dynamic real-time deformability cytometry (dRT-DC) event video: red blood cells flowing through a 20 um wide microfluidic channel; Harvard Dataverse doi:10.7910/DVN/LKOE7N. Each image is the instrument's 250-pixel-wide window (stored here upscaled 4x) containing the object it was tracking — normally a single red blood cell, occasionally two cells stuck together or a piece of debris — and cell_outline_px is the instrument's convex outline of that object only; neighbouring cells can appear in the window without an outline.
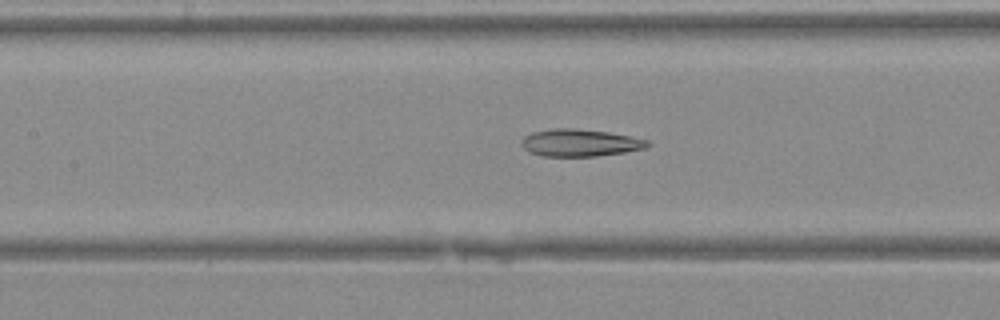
{"species": "Egyptian fruit bat (a non-hibernating species)", "species_latin": "Rousettus aegyptiacus", "temperature_condition": "warm", "stored_images_in_passage": 37, "camera_frame_rate_fps": 3000, "um_per_image_px": 0.085, "animal": {"sex": "female"}, "frame": {"image": 1, "passage_image": 15, "time_ms": 4.667, "image_size_px": [1000, 320], "cell_outline_px": [[652, 144], [644, 148], [624, 152], [596, 156], [544, 156], [528, 152], [520, 144], [520, 140], [524, 136], [532, 132], [556, 128], [572, 128], [608, 132], [632, 136], [648, 140]], "centroid_in_image_um": [49.28, 12.13], "position_along_channel_um": 158.1, "area_um2": 20.06}}
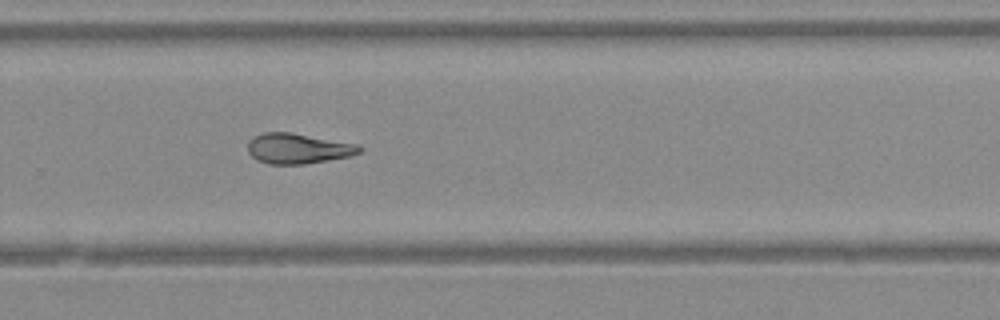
{"frame": {"image": 2, "passage_image": 24, "time_ms": 7.667, "image_size_px": [1000, 320], "cell_outline_px": [[364, 148], [360, 152], [348, 156], [304, 164], [268, 164], [256, 160], [248, 152], [248, 140], [252, 136], [264, 132], [292, 132], [360, 144]], "centroid_in_image_um": [25.32, 12.6], "position_along_channel_um": 304.5, "area_um2": 19.94}}
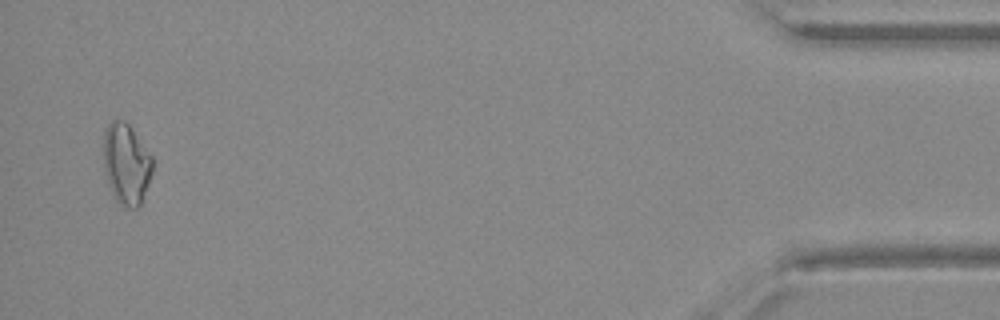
{"frame": {"image": 3, "passage_image": 36, "time_ms": 11.667, "image_size_px": [1000, 320], "cell_outline_px": [[152, 172], [140, 204], [136, 208], [128, 208], [116, 200], [108, 184], [104, 168], [104, 132], [108, 124], [112, 120], [124, 120], [128, 124], [152, 156]], "centroid_in_image_um": [10.72, 13.92], "position_along_channel_um": 424.5, "area_um2": 22.72}}